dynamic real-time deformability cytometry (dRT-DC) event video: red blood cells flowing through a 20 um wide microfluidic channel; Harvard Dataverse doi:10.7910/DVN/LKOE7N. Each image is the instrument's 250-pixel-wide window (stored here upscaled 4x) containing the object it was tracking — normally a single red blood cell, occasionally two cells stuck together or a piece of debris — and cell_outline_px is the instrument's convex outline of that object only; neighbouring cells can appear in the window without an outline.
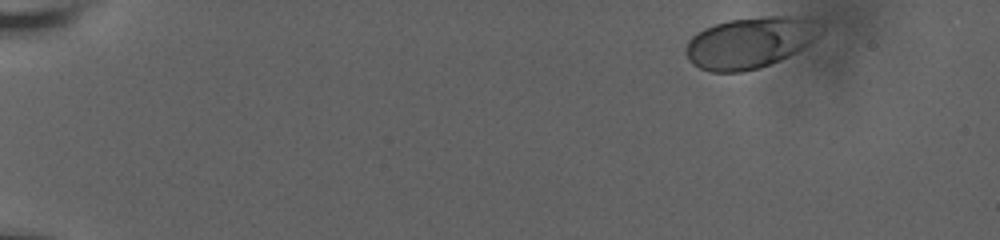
{"species": "human", "species_latin": "Homo sapiens", "temperature_condition": "room temperature", "stored_images_in_passage": 19, "camera_frame_rate_fps": 3000, "um_per_image_px": 0.085, "donor": {"sex": "male"}, "frame": {"image": 1, "passage_image": 1, "time_ms": 0.0, "image_size_px": [1000, 240], "cell_outline_px": [[812, 20], [804, 44], [800, 48], [788, 56], [780, 60], [760, 68], [740, 72], [708, 72], [692, 64], [688, 60], [684, 52], [684, 48], [688, 40], [696, 32], [704, 28], [728, 20], [764, 16], [804, 16]], "centroid_in_image_um": [63.47, 3.65], "position_along_channel_um": 21.5, "area_um2": 38.73}}
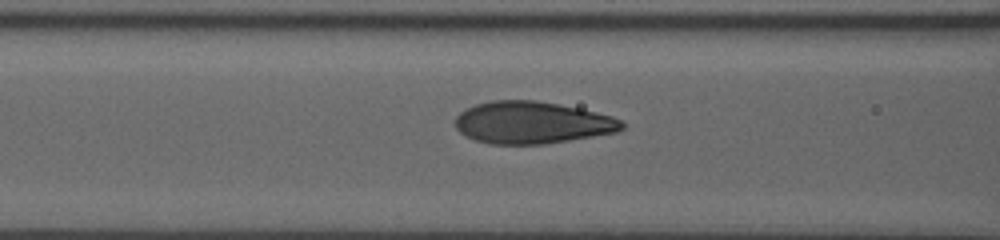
{"frame": {"image": 2, "passage_image": 14, "time_ms": 6.667, "image_size_px": [1000, 240], "cell_outline_px": [[624, 128], [616, 132], [544, 144], [492, 144], [476, 140], [464, 136], [456, 128], [456, 116], [460, 112], [476, 104], [492, 100], [536, 100], [580, 108], [612, 116], [624, 120]], "centroid_in_image_um": [45.23, 10.42], "position_along_channel_um": 121.4, "area_um2": 40.86}}
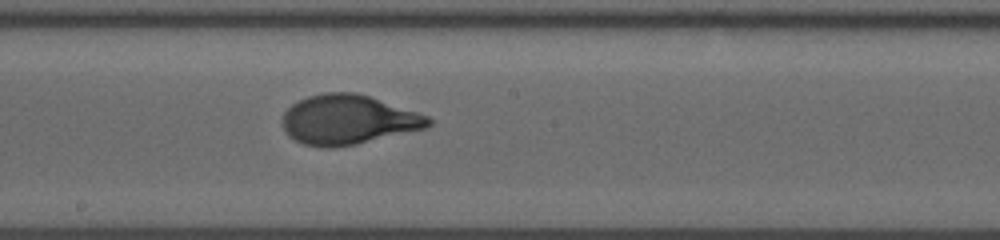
{"frame": {"image": 3, "passage_image": 19, "time_ms": 9.333, "image_size_px": [1000, 240], "cell_outline_px": [[432, 124], [424, 128], [356, 144], [332, 148], [328, 148], [304, 144], [288, 136], [284, 128], [284, 112], [292, 104], [308, 96], [324, 92], [356, 92], [428, 116], [432, 120]], "centroid_in_image_um": [29.57, 10.17], "position_along_channel_um": 218.6, "area_um2": 41.56}}